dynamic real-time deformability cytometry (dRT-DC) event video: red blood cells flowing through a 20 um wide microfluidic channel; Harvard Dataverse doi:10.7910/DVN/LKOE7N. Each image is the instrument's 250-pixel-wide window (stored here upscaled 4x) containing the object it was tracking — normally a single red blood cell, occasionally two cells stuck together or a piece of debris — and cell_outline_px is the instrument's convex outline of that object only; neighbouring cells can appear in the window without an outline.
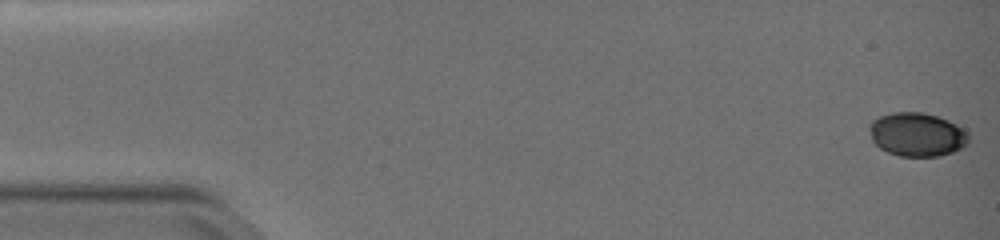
{"species": "common noctule bat (a hibernating species)", "species_latin": "Nyctalus noctula", "temperature_condition": "warm", "stored_images_in_passage": 51, "camera_frame_rate_fps": 3000, "um_per_image_px": 0.085, "animal": {"sex": "female", "body_mass_g": 19.0, "forearm_length_mm": 51.5}, "frame": {"image": 1, "passage_image": 1, "time_ms": 0.0, "image_size_px": [1000, 240], "cell_outline_px": [[968, 144], [952, 152], [940, 156], [900, 156], [888, 152], [880, 148], [872, 140], [868, 128], [868, 124], [872, 120], [880, 116], [892, 112], [924, 112], [948, 120], [964, 128], [968, 132]], "centroid_in_image_um": [77.93, 11.42], "position_along_channel_um": 7.1, "area_um2": 25.43}}
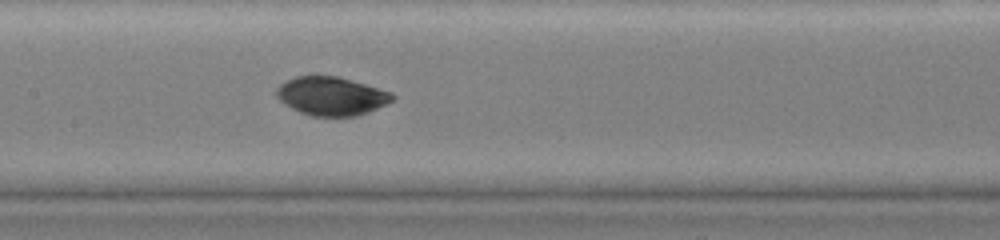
{"frame": {"image": 2, "passage_image": 26, "time_ms": 8.333, "image_size_px": [1000, 240], "cell_outline_px": [[396, 96], [392, 100], [368, 112], [356, 116], [312, 116], [300, 112], [292, 108], [280, 100], [276, 96], [276, 88], [280, 84], [296, 76], [336, 76], [352, 80], [392, 92]], "centroid_in_image_um": [28.16, 8.16], "position_along_channel_um": 179.2, "area_um2": 25.78}}
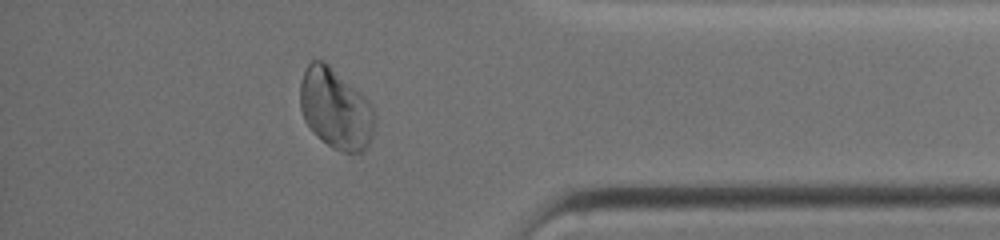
{"frame": {"image": 3, "passage_image": 45, "time_ms": 14.667, "image_size_px": [1000, 240], "cell_outline_px": [[376, 124], [368, 148], [364, 152], [340, 152], [332, 148], [304, 120], [300, 108], [300, 80], [308, 64], [312, 60], [324, 60], [360, 92], [372, 104], [376, 112]], "centroid_in_image_um": [28.57, 9.24], "position_along_channel_um": 406.6, "area_um2": 35.08}, "authors_computed_cell_mechanics": {"area_um2": 26.8192, "velocity_mm_per_s": 3.781, "shape_relaxation_time_tau1_ms": 1.8849, "shape_relaxation_time_tau2_ms": null, "deformation_change_tau1": 0.0729, "deformation_change_tau2": null}}